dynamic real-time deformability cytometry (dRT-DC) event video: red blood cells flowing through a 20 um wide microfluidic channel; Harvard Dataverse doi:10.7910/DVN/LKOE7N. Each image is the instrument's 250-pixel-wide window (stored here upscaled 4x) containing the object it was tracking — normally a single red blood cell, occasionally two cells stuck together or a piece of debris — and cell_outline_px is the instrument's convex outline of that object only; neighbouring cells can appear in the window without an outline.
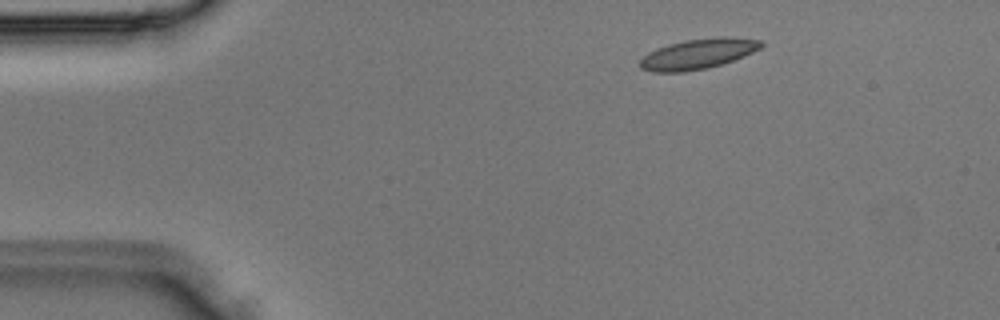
{"species": "Egyptian fruit bat (a non-hibernating species)", "species_latin": "Rousettus aegyptiacus", "temperature_condition": "room temperature", "stored_images_in_passage": 4, "camera_frame_rate_fps": 3000, "um_per_image_px": 0.085, "animal": {"sex": "male"}, "frame": {"image": 1, "passage_image": 2, "time_ms": 0.333, "image_size_px": [1000, 320], "cell_outline_px": [[764, 44], [760, 48], [752, 52], [732, 60], [708, 68], [684, 72], [652, 72], [640, 68], [640, 60], [648, 52], [668, 44], [684, 40], [760, 40]], "centroid_in_image_um": [59.18, 4.65], "position_along_channel_um": 25.8, "area_um2": 20.06}}